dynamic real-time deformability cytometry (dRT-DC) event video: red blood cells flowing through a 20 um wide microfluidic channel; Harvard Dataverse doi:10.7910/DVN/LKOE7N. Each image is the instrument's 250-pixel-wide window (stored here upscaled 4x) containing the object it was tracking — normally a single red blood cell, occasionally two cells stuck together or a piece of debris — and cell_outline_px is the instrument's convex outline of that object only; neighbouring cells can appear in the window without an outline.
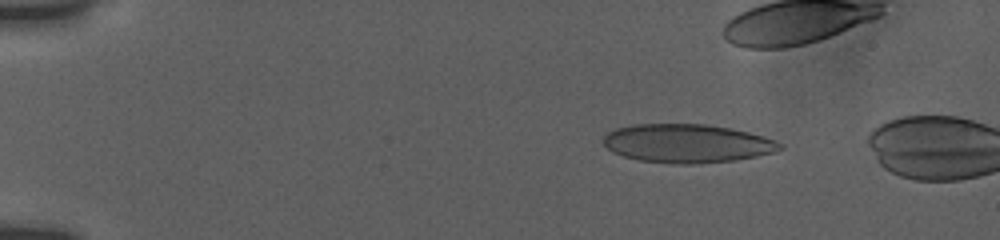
{"species": "human", "species_latin": "Homo sapiens", "temperature_condition": "room temperature", "stored_images_in_passage": 9, "camera_frame_rate_fps": 3000, "um_per_image_px": 0.085, "donor": {"sex": "female"}, "frame": {"image": 1, "passage_image": 3, "time_ms": 1.0, "image_size_px": [1000, 240], "cell_outline_px": [[784, 148], [772, 152], [756, 156], [732, 160], [692, 164], [680, 164], [640, 160], [624, 156], [612, 152], [604, 144], [604, 136], [608, 132], [616, 128], [632, 124], [704, 124], [728, 128], [748, 132], [776, 140], [784, 144]], "centroid_in_image_um": [58.4, 12.18], "position_along_channel_um": 26.6, "area_um2": 39.42}}